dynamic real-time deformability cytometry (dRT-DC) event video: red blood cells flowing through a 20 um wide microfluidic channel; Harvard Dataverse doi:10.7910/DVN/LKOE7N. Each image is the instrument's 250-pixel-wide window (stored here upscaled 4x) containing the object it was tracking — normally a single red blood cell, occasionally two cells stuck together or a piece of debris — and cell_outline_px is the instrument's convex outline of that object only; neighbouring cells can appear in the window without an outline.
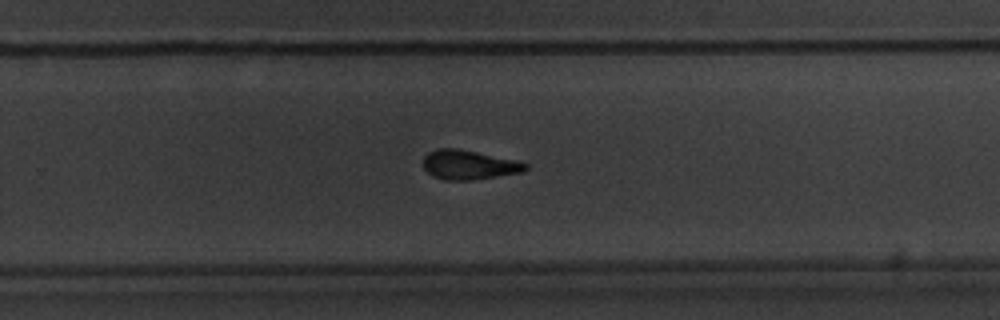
{"species": "common noctule bat (a hibernating species)", "species_latin": "Nyctalus noctula", "temperature_condition": "warm", "stored_images_in_passage": 47, "camera_frame_rate_fps": 3000, "um_per_image_px": 0.085, "animal": {"sex": "male", "body_mass_g": 20.1, "forearm_length_mm": 53.5}, "frame": {"image": 1, "passage_image": 33, "time_ms": 10.667, "image_size_px": [1000, 320], "cell_outline_px": [[528, 168], [524, 172], [472, 180], [444, 180], [432, 176], [424, 168], [424, 156], [428, 152], [436, 148], [456, 148], [520, 160], [528, 164]], "centroid_in_image_um": [39.89, 14.0], "position_along_channel_um": 289.9, "area_um2": 17.74}}
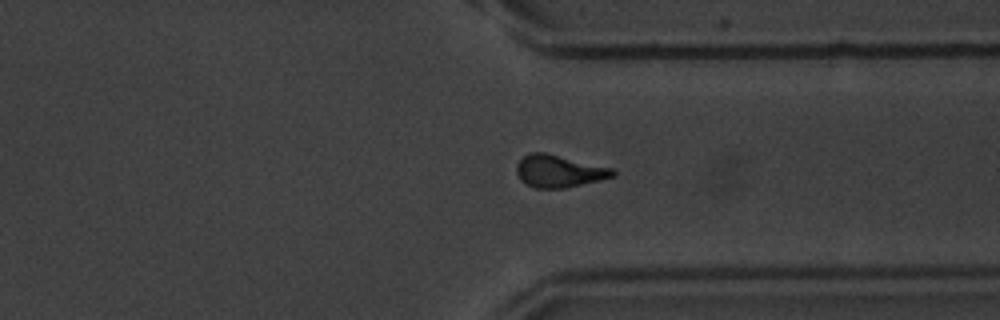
{"frame": {"image": 2, "passage_image": 39, "time_ms": 12.667, "image_size_px": [1000, 320], "cell_outline_px": [[616, 176], [600, 180], [564, 188], [536, 188], [520, 180], [516, 172], [516, 164], [528, 152], [544, 152], [612, 168], [616, 172]], "centroid_in_image_um": [47.5, 14.54], "position_along_channel_um": 363.9, "area_um2": 18.03}}
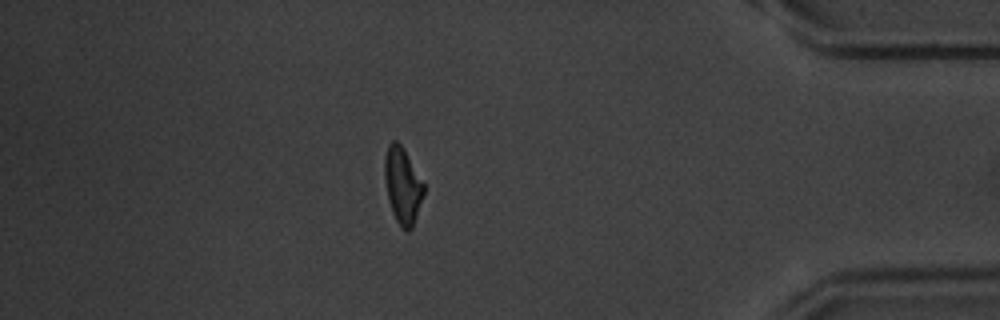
{"frame": {"image": 3, "passage_image": 45, "time_ms": 14.667, "image_size_px": [1000, 320], "cell_outline_px": [[424, 192], [412, 228], [408, 232], [404, 232], [396, 220], [392, 212], [388, 200], [384, 176], [384, 156], [388, 144], [392, 140], [396, 140], [404, 148], [424, 184]], "centroid_in_image_um": [34.2, 15.76], "position_along_channel_um": 401.0, "area_um2": 17.46}}